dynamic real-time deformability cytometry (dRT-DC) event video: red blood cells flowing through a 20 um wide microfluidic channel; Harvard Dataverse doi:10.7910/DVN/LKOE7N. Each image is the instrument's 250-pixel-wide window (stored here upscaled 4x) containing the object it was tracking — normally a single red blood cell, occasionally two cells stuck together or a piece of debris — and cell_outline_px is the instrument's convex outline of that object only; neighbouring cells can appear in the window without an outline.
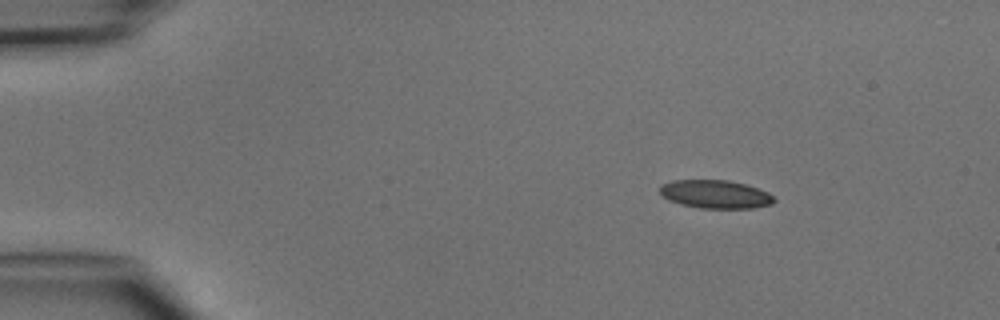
{"species": "common noctule bat (a hibernating species)", "species_latin": "Nyctalus noctula", "temperature_condition": "cold", "stored_images_in_passage": 3, "camera_frame_rate_fps": 3000, "um_per_image_px": 0.085, "animal": {"sex": "male", "body_mass_g": 15.6}, "frame": {"image": 1, "passage_image": 1, "time_ms": 0.0, "image_size_px": [1000, 320], "cell_outline_px": [[776, 200], [772, 204], [752, 208], [700, 208], [680, 204], [668, 200], [660, 192], [660, 184], [672, 180], [728, 180], [744, 184], [768, 192]], "centroid_in_image_um": [60.78, 16.51], "position_along_channel_um": 24.2, "area_um2": 18.79}}